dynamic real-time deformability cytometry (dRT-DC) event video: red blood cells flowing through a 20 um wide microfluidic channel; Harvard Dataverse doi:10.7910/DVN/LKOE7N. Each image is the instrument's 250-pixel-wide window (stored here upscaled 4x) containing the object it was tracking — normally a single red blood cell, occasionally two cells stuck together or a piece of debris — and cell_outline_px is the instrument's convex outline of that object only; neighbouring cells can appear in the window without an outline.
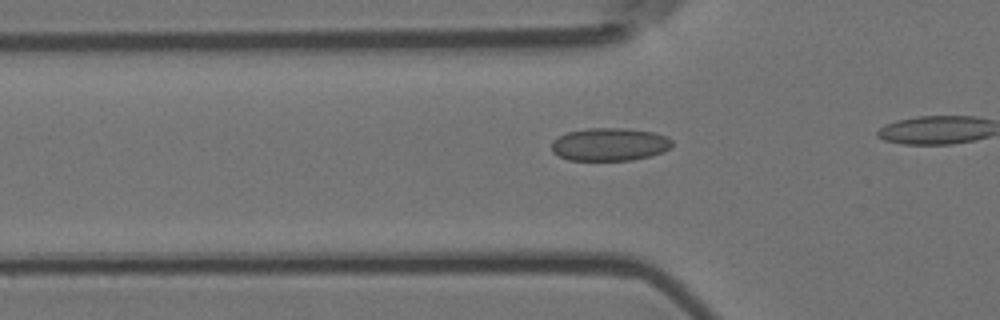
{"species": "Egyptian fruit bat (a non-hibernating species)", "species_latin": "Rousettus aegyptiacus", "temperature_condition": "room temperature", "stored_images_in_passage": 15, "camera_frame_rate_fps": 3000, "um_per_image_px": 0.085, "animal": {"sex": "female"}, "frame": {"image": 1, "passage_image": 9, "time_ms": 2.667, "image_size_px": [1000, 320], "cell_outline_px": [[672, 144], [664, 152], [632, 160], [568, 160], [552, 152], [552, 140], [568, 132], [588, 128], [620, 128], [652, 132], [668, 136], [672, 140]], "centroid_in_image_um": [51.81, 12.27], "position_along_channel_um": 74.0, "area_um2": 23.0}}
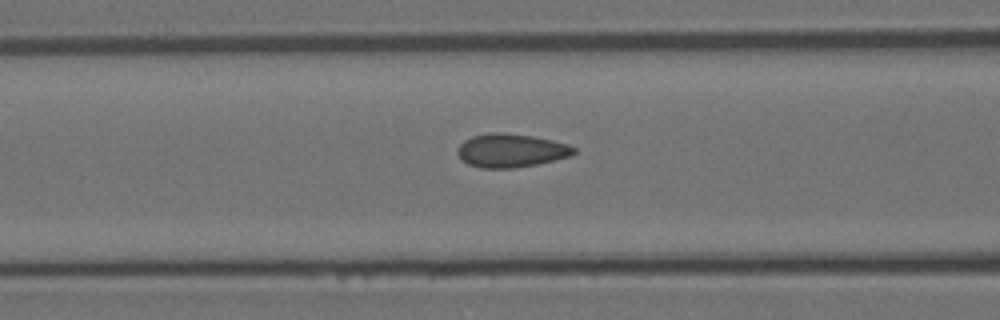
{"frame": {"image": 2, "passage_image": 13, "time_ms": 4.0, "image_size_px": [1000, 320], "cell_outline_px": [[576, 152], [572, 156], [536, 164], [512, 168], [480, 168], [468, 164], [456, 152], [456, 148], [464, 140], [472, 136], [492, 132], [504, 132], [532, 136], [552, 140], [568, 144], [576, 148]], "centroid_in_image_um": [43.43, 12.78], "position_along_channel_um": 123.2, "area_um2": 22.77}}